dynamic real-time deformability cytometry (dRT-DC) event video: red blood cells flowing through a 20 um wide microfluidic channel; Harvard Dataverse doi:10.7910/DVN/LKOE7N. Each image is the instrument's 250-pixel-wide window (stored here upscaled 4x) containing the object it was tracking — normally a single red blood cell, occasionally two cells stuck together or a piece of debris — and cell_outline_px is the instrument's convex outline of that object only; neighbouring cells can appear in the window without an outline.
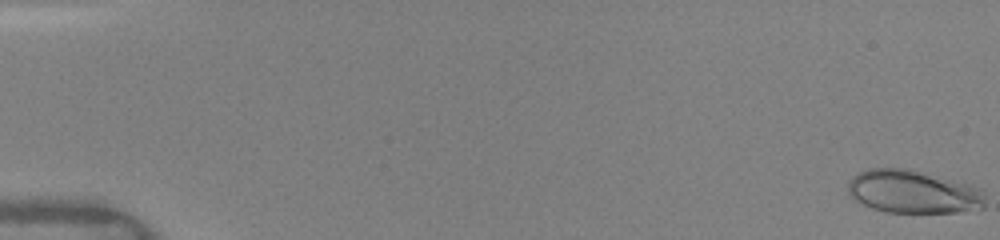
{"species": "human", "species_latin": "Homo sapiens", "temperature_condition": "warm", "stored_images_in_passage": 16, "camera_frame_rate_fps": 3000, "um_per_image_px": 0.085, "donor": {"sex": "female"}, "frame": {"image": 1, "passage_image": 1, "time_ms": 0.0, "image_size_px": [1000, 240], "cell_outline_px": [[984, 208], [956, 212], [884, 212], [872, 208], [856, 200], [848, 192], [848, 180], [852, 176], [868, 168], [912, 168], [984, 188]], "centroid_in_image_um": [77.64, 16.28], "position_along_channel_um": 7.4, "area_um2": 34.85}}
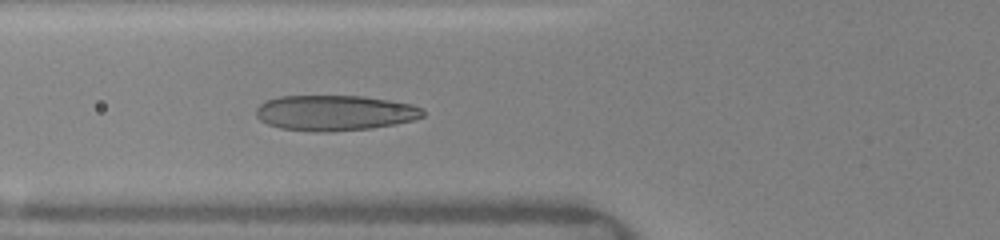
{"frame": {"image": 2, "passage_image": 16, "time_ms": 6.333, "image_size_px": [1000, 240], "cell_outline_px": [[424, 116], [412, 120], [396, 124], [372, 128], [328, 132], [320, 132], [280, 128], [268, 124], [260, 120], [256, 116], [256, 108], [260, 104], [268, 100], [280, 96], [364, 96], [412, 104], [420, 108], [424, 112]], "centroid_in_image_um": [28.45, 9.59], "position_along_channel_um": 97.3, "area_um2": 34.39}}